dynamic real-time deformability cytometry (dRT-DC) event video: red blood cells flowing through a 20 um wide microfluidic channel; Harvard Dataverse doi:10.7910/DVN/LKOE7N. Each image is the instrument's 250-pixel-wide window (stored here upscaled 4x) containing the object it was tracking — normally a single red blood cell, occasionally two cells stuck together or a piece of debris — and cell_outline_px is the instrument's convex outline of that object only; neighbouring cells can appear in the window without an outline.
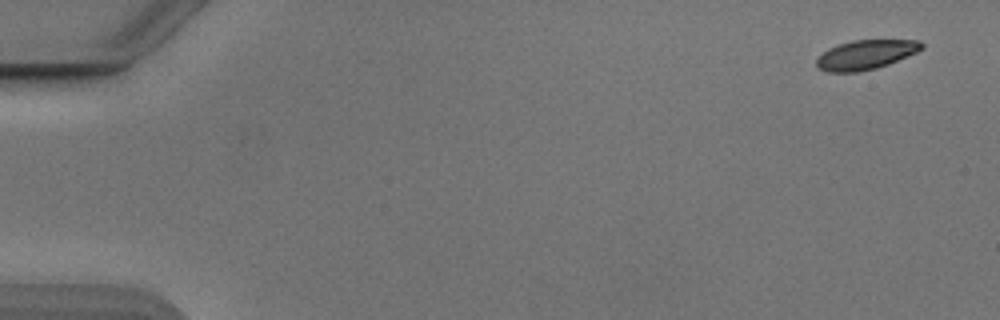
{"species": "Egyptian fruit bat (a non-hibernating species)", "species_latin": "Rousettus aegyptiacus", "temperature_condition": "cold", "stored_images_in_passage": 6, "camera_frame_rate_fps": 3000, "um_per_image_px": 0.085, "animal": {"sex": "male"}, "frame": {"image": 1, "passage_image": 1, "time_ms": 0.0, "image_size_px": [1000, 320], "cell_outline_px": [[924, 48], [908, 56], [888, 64], [876, 68], [856, 72], [828, 72], [816, 68], [816, 56], [828, 48], [852, 40], [920, 40], [924, 44]], "centroid_in_image_um": [73.55, 4.65], "position_along_channel_um": 11.4, "area_um2": 18.15}}